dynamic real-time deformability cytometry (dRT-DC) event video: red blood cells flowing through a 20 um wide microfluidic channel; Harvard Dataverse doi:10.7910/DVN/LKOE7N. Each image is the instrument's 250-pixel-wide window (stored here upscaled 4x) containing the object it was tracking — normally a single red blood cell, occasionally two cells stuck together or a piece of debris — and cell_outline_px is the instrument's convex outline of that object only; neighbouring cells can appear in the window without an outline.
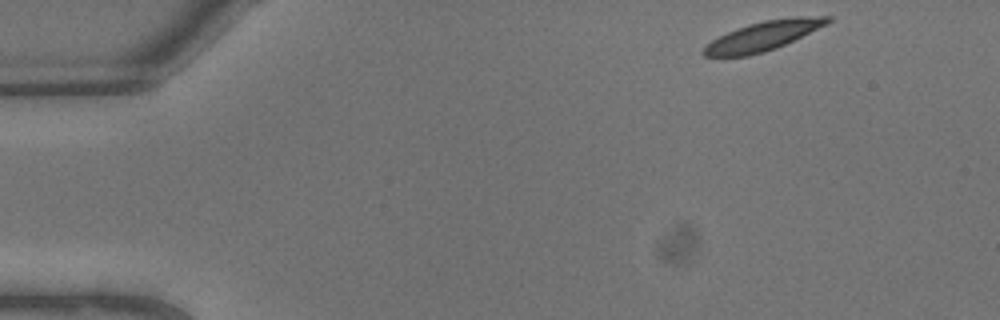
{"species": "common noctule bat (a hibernating species)", "species_latin": "Nyctalus noctula", "temperature_condition": "warm", "stored_images_in_passage": 5, "camera_frame_rate_fps": 3000, "um_per_image_px": 0.085, "animal": {"sex": "male", "body_mass_g": 13.3}, "frame": {"image": 1, "passage_image": 1, "time_ms": 0.0, "image_size_px": [1000, 320], "cell_outline_px": [[832, 20], [828, 24], [776, 48], [764, 52], [748, 56], [704, 56], [700, 52], [712, 40], [736, 28], [748, 24], [764, 20], [800, 16], [832, 16]], "centroid_in_image_um": [64.89, 3.05], "position_along_channel_um": 20.1, "area_um2": 21.04}}